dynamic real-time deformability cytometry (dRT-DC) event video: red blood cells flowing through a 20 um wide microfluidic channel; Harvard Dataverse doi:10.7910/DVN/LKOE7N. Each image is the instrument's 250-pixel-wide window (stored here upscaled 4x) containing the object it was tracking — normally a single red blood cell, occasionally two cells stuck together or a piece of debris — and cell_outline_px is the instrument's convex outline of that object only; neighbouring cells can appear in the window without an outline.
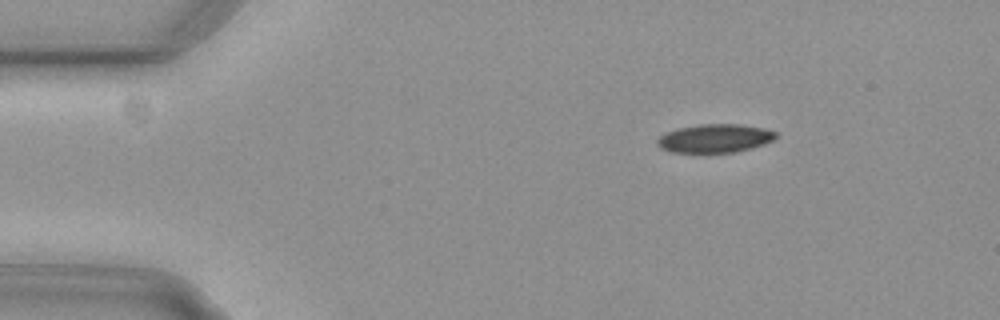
{"species": "common noctule bat (a hibernating species)", "species_latin": "Nyctalus noctula", "temperature_condition": "cold", "stored_images_in_passage": 4, "camera_frame_rate_fps": 3000, "um_per_image_px": 0.085, "animal": {"sex": "female", "body_mass_g": 29.2, "forearm_length_mm": 56.3}, "frame": {"image": 1, "passage_image": 2, "time_ms": 0.333, "image_size_px": [1000, 320], "cell_outline_px": [[776, 136], [772, 140], [764, 144], [736, 152], [668, 152], [660, 148], [656, 144], [656, 140], [660, 136], [668, 132], [680, 128], [700, 124], [740, 124], [764, 128], [776, 132]], "centroid_in_image_um": [60.74, 11.76], "position_along_channel_um": 24.3, "area_um2": 19.54}}